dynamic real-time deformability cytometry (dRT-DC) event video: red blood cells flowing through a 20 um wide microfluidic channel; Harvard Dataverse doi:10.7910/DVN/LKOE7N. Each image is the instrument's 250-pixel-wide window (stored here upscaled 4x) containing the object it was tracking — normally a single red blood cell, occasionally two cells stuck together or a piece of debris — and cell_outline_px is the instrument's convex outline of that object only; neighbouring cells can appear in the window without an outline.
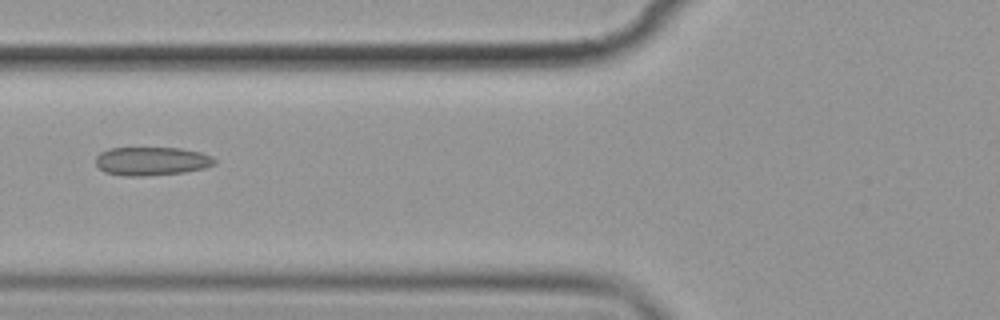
{"species": "common noctule bat (a hibernating species)", "species_latin": "Nyctalus noctula", "temperature_condition": "cold", "stored_images_in_passage": 10, "camera_frame_rate_fps": 3000, "um_per_image_px": 0.085, "animal": {"sex": "female", "body_mass_g": 19.9}, "frame": {"image": 1, "passage_image": 6, "time_ms": 6.667, "image_size_px": [1000, 320], "cell_outline_px": [[216, 164], [204, 168], [184, 172], [144, 176], [124, 176], [104, 172], [96, 164], [96, 156], [100, 152], [108, 148], [180, 148], [200, 152], [212, 156], [216, 160]], "centroid_in_image_um": [12.88, 13.7], "position_along_channel_um": 112.9, "area_um2": 19.83}}
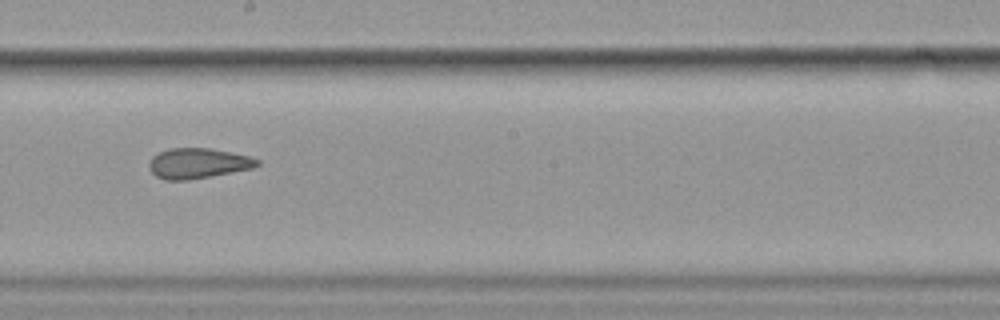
{"frame": {"image": 2, "passage_image": 9, "time_ms": 10.0, "image_size_px": [1000, 320], "cell_outline_px": [[260, 164], [252, 168], [188, 180], [164, 180], [156, 176], [148, 168], [148, 164], [152, 156], [168, 148], [208, 148], [232, 152], [248, 156], [260, 160]], "centroid_in_image_um": [16.79, 13.87], "position_along_channel_um": 231.4, "area_um2": 19.02}}
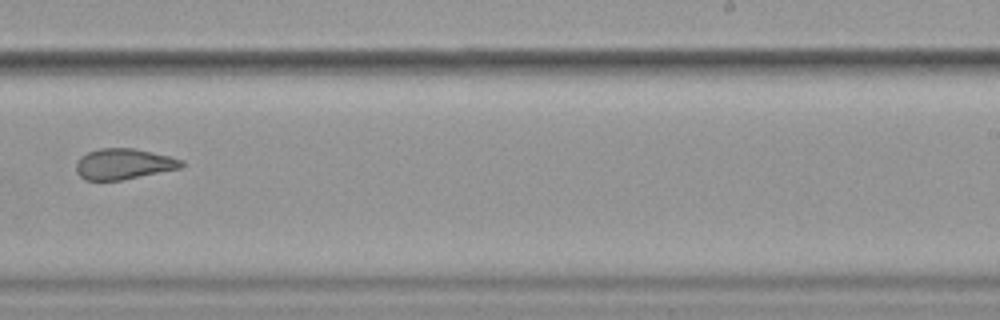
{"frame": {"image": 3, "passage_image": 10, "time_ms": 11.333, "image_size_px": [1000, 320], "cell_outline_px": [[184, 164], [180, 168], [120, 180], [84, 180], [76, 172], [76, 164], [80, 156], [88, 152], [100, 148], [132, 148], [152, 152], [184, 160]], "centroid_in_image_um": [10.48, 13.93], "position_along_channel_um": 278.5, "area_um2": 18.73}}